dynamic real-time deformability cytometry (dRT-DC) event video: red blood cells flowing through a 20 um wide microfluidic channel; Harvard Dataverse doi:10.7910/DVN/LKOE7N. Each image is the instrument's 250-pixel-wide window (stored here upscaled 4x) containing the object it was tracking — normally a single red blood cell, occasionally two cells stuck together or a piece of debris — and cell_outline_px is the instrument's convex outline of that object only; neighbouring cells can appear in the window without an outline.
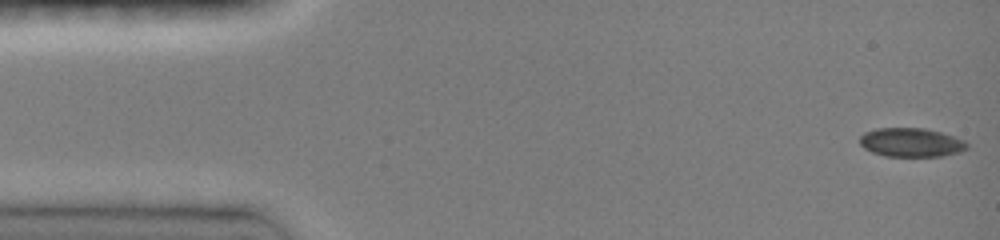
{"species": "common noctule bat (a hibernating species)", "species_latin": "Nyctalus noctula", "temperature_condition": "room temperature", "stored_images_in_passage": 46, "camera_frame_rate_fps": 3000, "um_per_image_px": 0.085, "animal": {"sex": "female", "body_mass_g": 19.0, "forearm_length_mm": 51.5}, "frame": {"image": 1, "passage_image": 1, "time_ms": 0.0, "image_size_px": [1000, 240], "cell_outline_px": [[968, 148], [960, 152], [940, 156], [884, 156], [872, 152], [864, 148], [860, 144], [860, 136], [864, 132], [876, 128], [924, 128], [940, 132], [964, 140], [968, 144]], "centroid_in_image_um": [77.43, 12.1], "position_along_channel_um": 7.6, "area_um2": 18.03}}
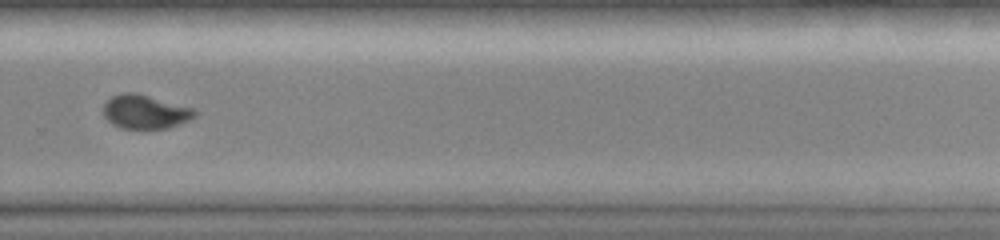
{"frame": {"image": 2, "passage_image": 32, "time_ms": 10.333, "image_size_px": [1000, 240], "cell_outline_px": [[196, 116], [188, 120], [168, 128], [120, 128], [112, 124], [104, 116], [104, 104], [112, 96], [124, 92], [136, 92], [196, 108]], "centroid_in_image_um": [12.36, 9.48], "position_along_channel_um": 317.4, "area_um2": 18.09}}
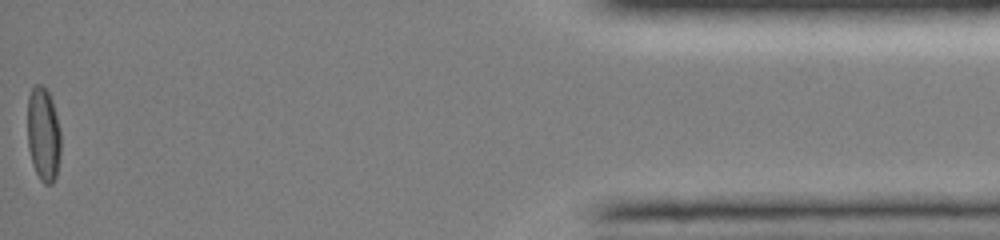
{"frame": {"image": 3, "passage_image": 46, "time_ms": 15.0, "image_size_px": [1000, 240], "cell_outline_px": [[60, 152], [56, 176], [52, 184], [44, 184], [40, 180], [32, 164], [28, 148], [28, 96], [32, 88], [36, 84], [40, 84], [48, 92], [52, 100], [60, 132]], "centroid_in_image_um": [3.68, 11.44], "position_along_channel_um": 431.5, "area_um2": 18.15}}